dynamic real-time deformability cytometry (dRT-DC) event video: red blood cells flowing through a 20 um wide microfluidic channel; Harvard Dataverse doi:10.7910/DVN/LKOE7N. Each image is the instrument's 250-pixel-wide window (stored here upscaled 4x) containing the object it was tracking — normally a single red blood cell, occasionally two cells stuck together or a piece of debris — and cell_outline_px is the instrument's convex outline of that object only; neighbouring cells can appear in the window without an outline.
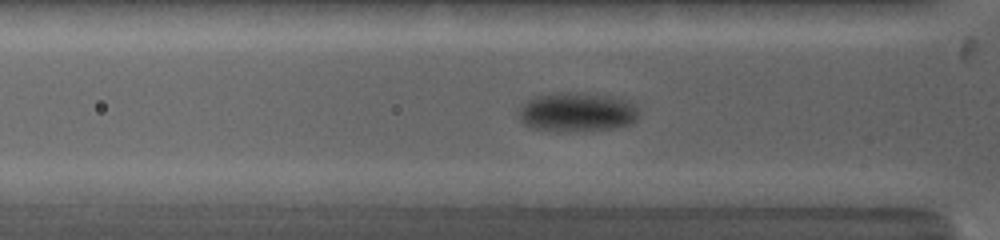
{"species": "common noctule bat (a hibernating species)", "species_latin": "Nyctalus noctula", "temperature_condition": "warm", "stored_images_in_passage": 29, "camera_frame_rate_fps": 5000, "um_per_image_px": 0.085, "animal": {"sex": "female", "body_mass_g": 19.0, "forearm_length_mm": 53.3}, "frame": {"image": 1, "passage_image": 2, "time_ms": 0.4, "image_size_px": [1000, 240], "cell_outline_px": [[636, 120], [632, 124], [612, 128], [584, 132], [548, 132], [532, 128], [524, 124], [520, 120], [520, 104], [524, 100], [532, 96], [548, 92], [596, 92], [616, 96], [628, 100], [636, 108]], "centroid_in_image_um": [48.98, 9.51], "position_along_channel_um": 76.8, "area_um2": 28.73}}
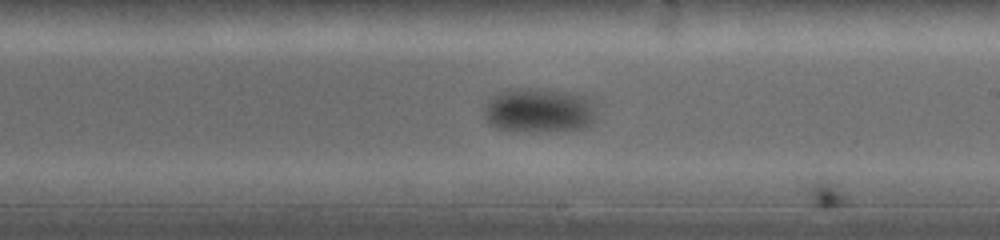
{"frame": {"image": 2, "passage_image": 13, "time_ms": 4.8, "image_size_px": [1000, 240], "cell_outline_px": [[596, 120], [588, 128], [568, 132], [508, 132], [496, 128], [488, 124], [484, 120], [484, 104], [492, 96], [500, 92], [512, 88], [540, 88], [572, 92], [588, 96], [596, 100]], "centroid_in_image_um": [45.88, 9.42], "position_along_channel_um": 243.1, "area_um2": 31.1}}
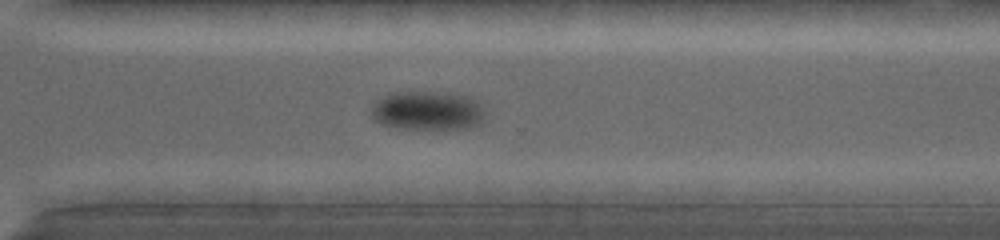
{"frame": {"image": 3, "passage_image": 19, "time_ms": 7.2, "image_size_px": [1000, 240], "cell_outline_px": [[484, 124], [472, 128], [428, 132], [392, 128], [380, 124], [372, 116], [372, 104], [376, 100], [396, 92], [448, 92], [472, 96], [476, 100], [484, 112]], "centroid_in_image_um": [36.4, 9.47], "position_along_channel_um": 334.2, "area_um2": 27.28}}